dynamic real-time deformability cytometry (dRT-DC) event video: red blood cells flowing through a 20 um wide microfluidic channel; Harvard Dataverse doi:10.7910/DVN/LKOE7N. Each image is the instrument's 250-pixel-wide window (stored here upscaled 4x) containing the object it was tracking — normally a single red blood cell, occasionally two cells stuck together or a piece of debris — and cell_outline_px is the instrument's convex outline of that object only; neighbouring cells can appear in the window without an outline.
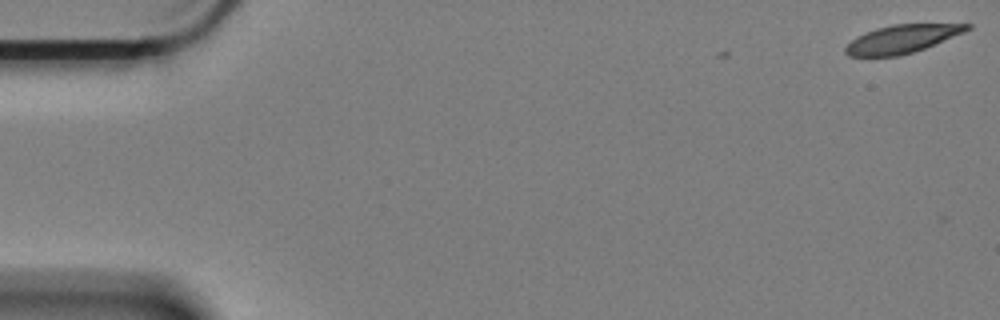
{"species": "Egyptian fruit bat (a non-hibernating species)", "species_latin": "Rousettus aegyptiacus", "temperature_condition": "cold", "stored_images_in_passage": 2, "camera_frame_rate_fps": 3000, "um_per_image_px": 0.085, "animal": {"sex": "female"}, "frame": {"image": 1, "passage_image": 2, "time_ms": 0.333, "image_size_px": [1000, 320], "cell_outline_px": [[972, 28], [964, 32], [924, 48], [900, 56], [848, 56], [844, 52], [844, 48], [856, 36], [876, 28], [892, 24], [972, 24]], "centroid_in_image_um": [76.64, 3.31], "position_along_channel_um": 8.4, "area_um2": 19.77}}